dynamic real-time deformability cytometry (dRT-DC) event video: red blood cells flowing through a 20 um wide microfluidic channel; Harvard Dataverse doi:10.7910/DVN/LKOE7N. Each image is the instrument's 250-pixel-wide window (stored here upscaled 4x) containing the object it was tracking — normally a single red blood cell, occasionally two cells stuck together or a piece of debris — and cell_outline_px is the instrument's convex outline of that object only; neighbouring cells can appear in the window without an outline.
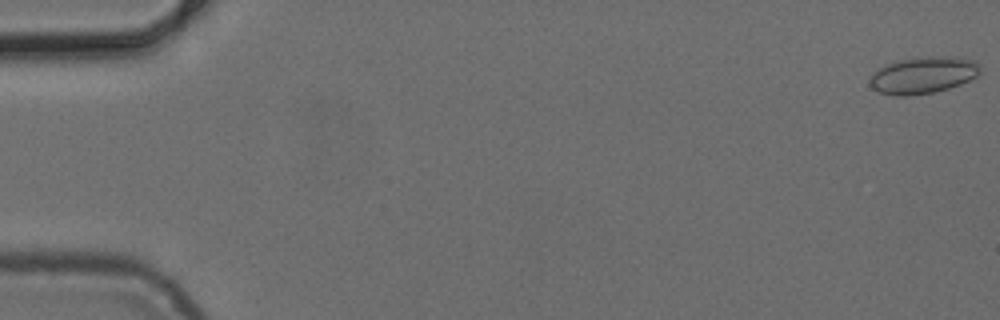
{"species": "common noctule bat (a hibernating species)", "species_latin": "Nyctalus noctula", "temperature_condition": "cold", "stored_images_in_passage": 5, "camera_frame_rate_fps": 3000, "um_per_image_px": 0.085, "animal": {"sex": "female", "body_mass_g": 24.6, "forearm_length_mm": 56.2}, "frame": {"image": 1, "passage_image": 1, "time_ms": 0.0, "image_size_px": [1000, 320], "cell_outline_px": [[980, 72], [976, 76], [960, 84], [948, 88], [932, 92], [904, 96], [896, 96], [880, 92], [872, 88], [868, 84], [872, 76], [880, 68], [888, 64], [904, 60], [932, 56], [972, 60], [980, 64]], "centroid_in_image_um": [78.46, 6.41], "position_along_channel_um": 6.5, "area_um2": 22.83}}
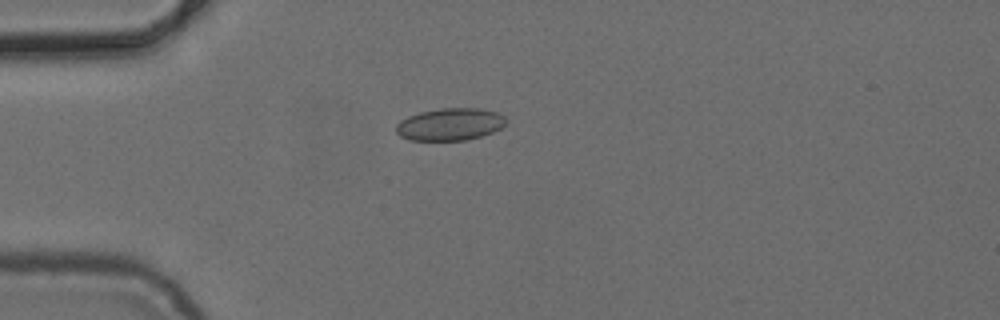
{"frame": {"image": 2, "passage_image": 5, "time_ms": 4.667, "image_size_px": [1000, 320], "cell_outline_px": [[504, 124], [500, 128], [492, 132], [468, 140], [408, 140], [400, 136], [396, 132], [396, 124], [400, 120], [408, 116], [420, 112], [440, 108], [480, 108], [496, 112], [504, 116]], "centroid_in_image_um": [38.21, 10.56], "position_along_channel_um": 46.8, "area_um2": 20.63}}